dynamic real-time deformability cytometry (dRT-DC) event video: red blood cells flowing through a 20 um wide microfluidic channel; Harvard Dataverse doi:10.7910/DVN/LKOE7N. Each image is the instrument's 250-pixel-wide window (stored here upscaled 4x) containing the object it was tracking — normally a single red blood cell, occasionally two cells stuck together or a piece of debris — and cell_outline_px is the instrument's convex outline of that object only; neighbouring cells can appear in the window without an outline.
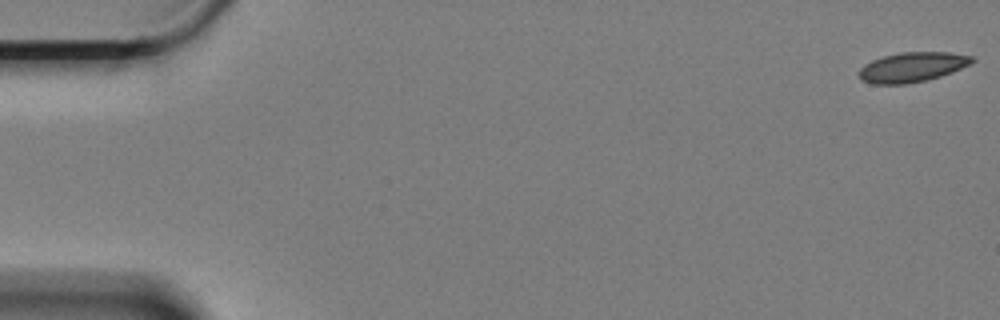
{"species": "Egyptian fruit bat (a non-hibernating species)", "species_latin": "Rousettus aegyptiacus", "temperature_condition": "cold", "stored_images_in_passage": 60, "camera_frame_rate_fps": 3000, "um_per_image_px": 0.085, "animal": {"sex": "female"}, "frame": {"image": 1, "passage_image": 1, "time_ms": 0.0, "image_size_px": [1000, 320], "cell_outline_px": [[976, 60], [952, 72], [928, 80], [908, 84], [872, 84], [860, 80], [860, 68], [864, 64], [872, 60], [884, 56], [900, 52], [948, 52], [972, 56]], "centroid_in_image_um": [77.51, 5.71], "position_along_channel_um": 7.5, "area_um2": 19.59}}
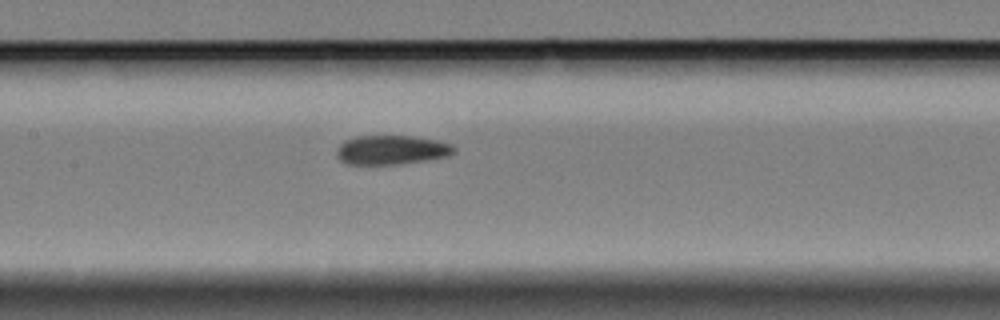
{"frame": {"image": 2, "passage_image": 29, "time_ms": 9.333, "image_size_px": [1000, 320], "cell_outline_px": [[456, 148], [452, 152], [444, 156], [400, 164], [348, 164], [340, 160], [336, 152], [340, 144], [344, 140], [356, 136], [412, 136], [436, 140], [452, 144]], "centroid_in_image_um": [33.23, 12.73], "position_along_channel_um": 174.2, "area_um2": 19.65}}
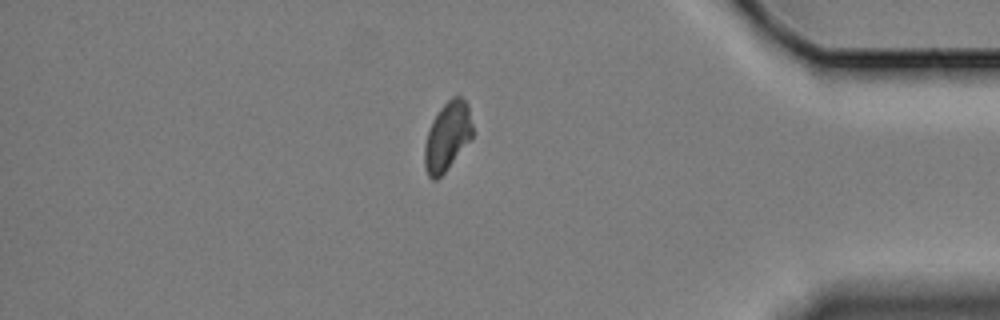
{"frame": {"image": 3, "passage_image": 52, "time_ms": 17.0, "image_size_px": [1000, 320], "cell_outline_px": [[472, 140], [444, 172], [436, 180], [432, 180], [428, 176], [424, 164], [424, 148], [428, 132], [432, 120], [440, 108], [452, 96], [460, 96], [468, 104], [472, 124]], "centroid_in_image_um": [38.03, 11.59], "position_along_channel_um": 397.2, "area_um2": 19.25}}